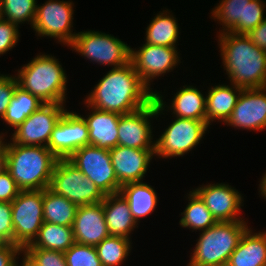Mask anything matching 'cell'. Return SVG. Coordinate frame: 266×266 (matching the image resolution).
Listing matches in <instances>:
<instances>
[{
    "label": "cell",
    "mask_w": 266,
    "mask_h": 266,
    "mask_svg": "<svg viewBox=\"0 0 266 266\" xmlns=\"http://www.w3.org/2000/svg\"><path fill=\"white\" fill-rule=\"evenodd\" d=\"M153 99L154 92L142 82L130 61L124 66L112 67L87 96L85 104L123 115L145 107Z\"/></svg>",
    "instance_id": "6da1fadb"
},
{
    "label": "cell",
    "mask_w": 266,
    "mask_h": 266,
    "mask_svg": "<svg viewBox=\"0 0 266 266\" xmlns=\"http://www.w3.org/2000/svg\"><path fill=\"white\" fill-rule=\"evenodd\" d=\"M218 38L222 63L231 84L242 89L266 87V51L245 34L225 32Z\"/></svg>",
    "instance_id": "7a4b0ae2"
},
{
    "label": "cell",
    "mask_w": 266,
    "mask_h": 266,
    "mask_svg": "<svg viewBox=\"0 0 266 266\" xmlns=\"http://www.w3.org/2000/svg\"><path fill=\"white\" fill-rule=\"evenodd\" d=\"M58 158L43 146L7 143V168L21 190L49 188Z\"/></svg>",
    "instance_id": "3957f363"
},
{
    "label": "cell",
    "mask_w": 266,
    "mask_h": 266,
    "mask_svg": "<svg viewBox=\"0 0 266 266\" xmlns=\"http://www.w3.org/2000/svg\"><path fill=\"white\" fill-rule=\"evenodd\" d=\"M18 86L37 96L43 103H61L66 100L67 77L58 59L40 54L17 70Z\"/></svg>",
    "instance_id": "277c9868"
},
{
    "label": "cell",
    "mask_w": 266,
    "mask_h": 266,
    "mask_svg": "<svg viewBox=\"0 0 266 266\" xmlns=\"http://www.w3.org/2000/svg\"><path fill=\"white\" fill-rule=\"evenodd\" d=\"M247 228L245 221H224L203 230L187 266H226Z\"/></svg>",
    "instance_id": "5b68a950"
},
{
    "label": "cell",
    "mask_w": 266,
    "mask_h": 266,
    "mask_svg": "<svg viewBox=\"0 0 266 266\" xmlns=\"http://www.w3.org/2000/svg\"><path fill=\"white\" fill-rule=\"evenodd\" d=\"M49 189L77 206L96 204L104 200L105 195L68 159H58Z\"/></svg>",
    "instance_id": "8992f818"
},
{
    "label": "cell",
    "mask_w": 266,
    "mask_h": 266,
    "mask_svg": "<svg viewBox=\"0 0 266 266\" xmlns=\"http://www.w3.org/2000/svg\"><path fill=\"white\" fill-rule=\"evenodd\" d=\"M70 47L100 65L117 68L130 62L131 47L111 34L81 31L76 34Z\"/></svg>",
    "instance_id": "52a82bcc"
},
{
    "label": "cell",
    "mask_w": 266,
    "mask_h": 266,
    "mask_svg": "<svg viewBox=\"0 0 266 266\" xmlns=\"http://www.w3.org/2000/svg\"><path fill=\"white\" fill-rule=\"evenodd\" d=\"M160 95L155 91L154 99L148 105L137 111L120 115L118 145L134 149L155 150L150 119L158 117L165 108L163 96Z\"/></svg>",
    "instance_id": "ba28073f"
},
{
    "label": "cell",
    "mask_w": 266,
    "mask_h": 266,
    "mask_svg": "<svg viewBox=\"0 0 266 266\" xmlns=\"http://www.w3.org/2000/svg\"><path fill=\"white\" fill-rule=\"evenodd\" d=\"M14 244L22 250L37 237L43 219V190H21L11 202Z\"/></svg>",
    "instance_id": "9c48e42d"
},
{
    "label": "cell",
    "mask_w": 266,
    "mask_h": 266,
    "mask_svg": "<svg viewBox=\"0 0 266 266\" xmlns=\"http://www.w3.org/2000/svg\"><path fill=\"white\" fill-rule=\"evenodd\" d=\"M68 160L86 175L104 195L119 193V184L108 149L86 145Z\"/></svg>",
    "instance_id": "30bf717a"
},
{
    "label": "cell",
    "mask_w": 266,
    "mask_h": 266,
    "mask_svg": "<svg viewBox=\"0 0 266 266\" xmlns=\"http://www.w3.org/2000/svg\"><path fill=\"white\" fill-rule=\"evenodd\" d=\"M165 129L163 134L155 142V155L168 158L183 156L195 148L209 124L194 119L178 118Z\"/></svg>",
    "instance_id": "8fae6325"
},
{
    "label": "cell",
    "mask_w": 266,
    "mask_h": 266,
    "mask_svg": "<svg viewBox=\"0 0 266 266\" xmlns=\"http://www.w3.org/2000/svg\"><path fill=\"white\" fill-rule=\"evenodd\" d=\"M261 0H222L212 9L213 19H217L222 25L219 33L232 32L235 34H247L256 28L263 20L264 8Z\"/></svg>",
    "instance_id": "7c38bea8"
},
{
    "label": "cell",
    "mask_w": 266,
    "mask_h": 266,
    "mask_svg": "<svg viewBox=\"0 0 266 266\" xmlns=\"http://www.w3.org/2000/svg\"><path fill=\"white\" fill-rule=\"evenodd\" d=\"M70 1L48 0L46 3L36 5L35 20L32 25L38 36L51 37L70 46L76 36L72 31L73 6Z\"/></svg>",
    "instance_id": "4fadbf2b"
},
{
    "label": "cell",
    "mask_w": 266,
    "mask_h": 266,
    "mask_svg": "<svg viewBox=\"0 0 266 266\" xmlns=\"http://www.w3.org/2000/svg\"><path fill=\"white\" fill-rule=\"evenodd\" d=\"M65 111L64 104L44 103L15 128L12 143L47 147L51 133Z\"/></svg>",
    "instance_id": "5bb4252c"
},
{
    "label": "cell",
    "mask_w": 266,
    "mask_h": 266,
    "mask_svg": "<svg viewBox=\"0 0 266 266\" xmlns=\"http://www.w3.org/2000/svg\"><path fill=\"white\" fill-rule=\"evenodd\" d=\"M86 145H89L87 123L81 115L66 110L54 127L47 148L58 159H68Z\"/></svg>",
    "instance_id": "9a60e30c"
},
{
    "label": "cell",
    "mask_w": 266,
    "mask_h": 266,
    "mask_svg": "<svg viewBox=\"0 0 266 266\" xmlns=\"http://www.w3.org/2000/svg\"><path fill=\"white\" fill-rule=\"evenodd\" d=\"M177 47L143 44L139 50L131 48L130 61L142 82L150 89V81L156 76L171 72L180 61Z\"/></svg>",
    "instance_id": "2e32d148"
},
{
    "label": "cell",
    "mask_w": 266,
    "mask_h": 266,
    "mask_svg": "<svg viewBox=\"0 0 266 266\" xmlns=\"http://www.w3.org/2000/svg\"><path fill=\"white\" fill-rule=\"evenodd\" d=\"M193 191L201 198L217 222L244 221L239 217L243 206L242 195L232 186L216 183L203 185Z\"/></svg>",
    "instance_id": "e0dca14e"
},
{
    "label": "cell",
    "mask_w": 266,
    "mask_h": 266,
    "mask_svg": "<svg viewBox=\"0 0 266 266\" xmlns=\"http://www.w3.org/2000/svg\"><path fill=\"white\" fill-rule=\"evenodd\" d=\"M248 130L266 128V87L243 89L226 125Z\"/></svg>",
    "instance_id": "ac0fdd59"
},
{
    "label": "cell",
    "mask_w": 266,
    "mask_h": 266,
    "mask_svg": "<svg viewBox=\"0 0 266 266\" xmlns=\"http://www.w3.org/2000/svg\"><path fill=\"white\" fill-rule=\"evenodd\" d=\"M117 180L122 186L130 182L143 181L154 150L134 149L117 145L109 150Z\"/></svg>",
    "instance_id": "d6986e66"
},
{
    "label": "cell",
    "mask_w": 266,
    "mask_h": 266,
    "mask_svg": "<svg viewBox=\"0 0 266 266\" xmlns=\"http://www.w3.org/2000/svg\"><path fill=\"white\" fill-rule=\"evenodd\" d=\"M74 241L97 246L109 236L102 202L78 206L72 225Z\"/></svg>",
    "instance_id": "ffe728a7"
},
{
    "label": "cell",
    "mask_w": 266,
    "mask_h": 266,
    "mask_svg": "<svg viewBox=\"0 0 266 266\" xmlns=\"http://www.w3.org/2000/svg\"><path fill=\"white\" fill-rule=\"evenodd\" d=\"M87 107L92 109L90 115L83 116L89 130V144L108 150L116 147L120 114Z\"/></svg>",
    "instance_id": "44dd1931"
},
{
    "label": "cell",
    "mask_w": 266,
    "mask_h": 266,
    "mask_svg": "<svg viewBox=\"0 0 266 266\" xmlns=\"http://www.w3.org/2000/svg\"><path fill=\"white\" fill-rule=\"evenodd\" d=\"M108 233L130 239V233L138 227L128 202L120 193L105 195L102 201Z\"/></svg>",
    "instance_id": "7402d4cb"
},
{
    "label": "cell",
    "mask_w": 266,
    "mask_h": 266,
    "mask_svg": "<svg viewBox=\"0 0 266 266\" xmlns=\"http://www.w3.org/2000/svg\"><path fill=\"white\" fill-rule=\"evenodd\" d=\"M227 266H266V231L253 233L247 228Z\"/></svg>",
    "instance_id": "603a6c76"
},
{
    "label": "cell",
    "mask_w": 266,
    "mask_h": 266,
    "mask_svg": "<svg viewBox=\"0 0 266 266\" xmlns=\"http://www.w3.org/2000/svg\"><path fill=\"white\" fill-rule=\"evenodd\" d=\"M217 85L209 89L206 95V122L210 124L214 120L226 123L237 104L242 88L231 84ZM233 87V88H232Z\"/></svg>",
    "instance_id": "cb8c5ba5"
},
{
    "label": "cell",
    "mask_w": 266,
    "mask_h": 266,
    "mask_svg": "<svg viewBox=\"0 0 266 266\" xmlns=\"http://www.w3.org/2000/svg\"><path fill=\"white\" fill-rule=\"evenodd\" d=\"M119 193L128 202L131 214L136 222L151 214L158 202L156 191L147 183L130 182L120 187Z\"/></svg>",
    "instance_id": "d4e9b609"
},
{
    "label": "cell",
    "mask_w": 266,
    "mask_h": 266,
    "mask_svg": "<svg viewBox=\"0 0 266 266\" xmlns=\"http://www.w3.org/2000/svg\"><path fill=\"white\" fill-rule=\"evenodd\" d=\"M170 109L178 118L206 122V97L194 86H183L176 92Z\"/></svg>",
    "instance_id": "484cf974"
},
{
    "label": "cell",
    "mask_w": 266,
    "mask_h": 266,
    "mask_svg": "<svg viewBox=\"0 0 266 266\" xmlns=\"http://www.w3.org/2000/svg\"><path fill=\"white\" fill-rule=\"evenodd\" d=\"M74 243L72 226L44 222L39 229L37 237L25 248H42L65 252Z\"/></svg>",
    "instance_id": "4316f807"
},
{
    "label": "cell",
    "mask_w": 266,
    "mask_h": 266,
    "mask_svg": "<svg viewBox=\"0 0 266 266\" xmlns=\"http://www.w3.org/2000/svg\"><path fill=\"white\" fill-rule=\"evenodd\" d=\"M77 205L65 197L56 194L49 188L43 190V219L44 222L63 226H72Z\"/></svg>",
    "instance_id": "83f0119b"
},
{
    "label": "cell",
    "mask_w": 266,
    "mask_h": 266,
    "mask_svg": "<svg viewBox=\"0 0 266 266\" xmlns=\"http://www.w3.org/2000/svg\"><path fill=\"white\" fill-rule=\"evenodd\" d=\"M169 13V14H167ZM145 43L157 46L176 47L179 38L177 20L167 10L158 13L146 28Z\"/></svg>",
    "instance_id": "f1b7e54d"
},
{
    "label": "cell",
    "mask_w": 266,
    "mask_h": 266,
    "mask_svg": "<svg viewBox=\"0 0 266 266\" xmlns=\"http://www.w3.org/2000/svg\"><path fill=\"white\" fill-rule=\"evenodd\" d=\"M43 104L37 96L17 86L3 120L14 129Z\"/></svg>",
    "instance_id": "f546056e"
},
{
    "label": "cell",
    "mask_w": 266,
    "mask_h": 266,
    "mask_svg": "<svg viewBox=\"0 0 266 266\" xmlns=\"http://www.w3.org/2000/svg\"><path fill=\"white\" fill-rule=\"evenodd\" d=\"M188 205L181 213L180 226L203 231L214 226L217 221L206 207L201 198L192 190L188 194Z\"/></svg>",
    "instance_id": "4dcf8cb0"
},
{
    "label": "cell",
    "mask_w": 266,
    "mask_h": 266,
    "mask_svg": "<svg viewBox=\"0 0 266 266\" xmlns=\"http://www.w3.org/2000/svg\"><path fill=\"white\" fill-rule=\"evenodd\" d=\"M131 248L129 238L112 235H109L95 246L102 266L121 265L127 259Z\"/></svg>",
    "instance_id": "1f68e13d"
},
{
    "label": "cell",
    "mask_w": 266,
    "mask_h": 266,
    "mask_svg": "<svg viewBox=\"0 0 266 266\" xmlns=\"http://www.w3.org/2000/svg\"><path fill=\"white\" fill-rule=\"evenodd\" d=\"M0 3L4 20L16 23L18 26L27 21L32 27L36 15L37 0H2Z\"/></svg>",
    "instance_id": "d6a6232c"
},
{
    "label": "cell",
    "mask_w": 266,
    "mask_h": 266,
    "mask_svg": "<svg viewBox=\"0 0 266 266\" xmlns=\"http://www.w3.org/2000/svg\"><path fill=\"white\" fill-rule=\"evenodd\" d=\"M64 256L67 266H102L95 246L75 242Z\"/></svg>",
    "instance_id": "836d02e7"
},
{
    "label": "cell",
    "mask_w": 266,
    "mask_h": 266,
    "mask_svg": "<svg viewBox=\"0 0 266 266\" xmlns=\"http://www.w3.org/2000/svg\"><path fill=\"white\" fill-rule=\"evenodd\" d=\"M22 253L37 266H67L64 252L42 248H24Z\"/></svg>",
    "instance_id": "e575fe53"
},
{
    "label": "cell",
    "mask_w": 266,
    "mask_h": 266,
    "mask_svg": "<svg viewBox=\"0 0 266 266\" xmlns=\"http://www.w3.org/2000/svg\"><path fill=\"white\" fill-rule=\"evenodd\" d=\"M16 23L2 19L0 21V55L14 48L19 41V30Z\"/></svg>",
    "instance_id": "d590c367"
},
{
    "label": "cell",
    "mask_w": 266,
    "mask_h": 266,
    "mask_svg": "<svg viewBox=\"0 0 266 266\" xmlns=\"http://www.w3.org/2000/svg\"><path fill=\"white\" fill-rule=\"evenodd\" d=\"M18 81L15 76L0 74V117L3 119L14 95Z\"/></svg>",
    "instance_id": "8d00e7d4"
},
{
    "label": "cell",
    "mask_w": 266,
    "mask_h": 266,
    "mask_svg": "<svg viewBox=\"0 0 266 266\" xmlns=\"http://www.w3.org/2000/svg\"><path fill=\"white\" fill-rule=\"evenodd\" d=\"M0 236L9 244H14V227L10 202H0Z\"/></svg>",
    "instance_id": "74e56055"
},
{
    "label": "cell",
    "mask_w": 266,
    "mask_h": 266,
    "mask_svg": "<svg viewBox=\"0 0 266 266\" xmlns=\"http://www.w3.org/2000/svg\"><path fill=\"white\" fill-rule=\"evenodd\" d=\"M20 191L21 189L7 170L0 174V202H13Z\"/></svg>",
    "instance_id": "f35d334b"
},
{
    "label": "cell",
    "mask_w": 266,
    "mask_h": 266,
    "mask_svg": "<svg viewBox=\"0 0 266 266\" xmlns=\"http://www.w3.org/2000/svg\"><path fill=\"white\" fill-rule=\"evenodd\" d=\"M22 253V249L15 244H8L4 249L0 250V266H16L17 255Z\"/></svg>",
    "instance_id": "ab89813d"
},
{
    "label": "cell",
    "mask_w": 266,
    "mask_h": 266,
    "mask_svg": "<svg viewBox=\"0 0 266 266\" xmlns=\"http://www.w3.org/2000/svg\"><path fill=\"white\" fill-rule=\"evenodd\" d=\"M246 36L257 47L266 51V19L263 20L256 28L249 31Z\"/></svg>",
    "instance_id": "60d3db41"
},
{
    "label": "cell",
    "mask_w": 266,
    "mask_h": 266,
    "mask_svg": "<svg viewBox=\"0 0 266 266\" xmlns=\"http://www.w3.org/2000/svg\"><path fill=\"white\" fill-rule=\"evenodd\" d=\"M3 133L0 134V174L7 168V143L3 142Z\"/></svg>",
    "instance_id": "b9f144b4"
},
{
    "label": "cell",
    "mask_w": 266,
    "mask_h": 266,
    "mask_svg": "<svg viewBox=\"0 0 266 266\" xmlns=\"http://www.w3.org/2000/svg\"><path fill=\"white\" fill-rule=\"evenodd\" d=\"M259 188H260V195L264 197V199L266 198V173L265 175L263 176L262 180L260 181V185H259Z\"/></svg>",
    "instance_id": "7bdbcfd3"
},
{
    "label": "cell",
    "mask_w": 266,
    "mask_h": 266,
    "mask_svg": "<svg viewBox=\"0 0 266 266\" xmlns=\"http://www.w3.org/2000/svg\"><path fill=\"white\" fill-rule=\"evenodd\" d=\"M22 266H37L36 264H34L24 253H23V257H22ZM19 265V266H21ZM16 266H18V264H16Z\"/></svg>",
    "instance_id": "ee69618b"
},
{
    "label": "cell",
    "mask_w": 266,
    "mask_h": 266,
    "mask_svg": "<svg viewBox=\"0 0 266 266\" xmlns=\"http://www.w3.org/2000/svg\"><path fill=\"white\" fill-rule=\"evenodd\" d=\"M9 243L3 238L0 236V250L1 249H4Z\"/></svg>",
    "instance_id": "f6af8a7d"
},
{
    "label": "cell",
    "mask_w": 266,
    "mask_h": 266,
    "mask_svg": "<svg viewBox=\"0 0 266 266\" xmlns=\"http://www.w3.org/2000/svg\"><path fill=\"white\" fill-rule=\"evenodd\" d=\"M3 19V16H2V7H1V3H0V21Z\"/></svg>",
    "instance_id": "bcb514c9"
}]
</instances>
